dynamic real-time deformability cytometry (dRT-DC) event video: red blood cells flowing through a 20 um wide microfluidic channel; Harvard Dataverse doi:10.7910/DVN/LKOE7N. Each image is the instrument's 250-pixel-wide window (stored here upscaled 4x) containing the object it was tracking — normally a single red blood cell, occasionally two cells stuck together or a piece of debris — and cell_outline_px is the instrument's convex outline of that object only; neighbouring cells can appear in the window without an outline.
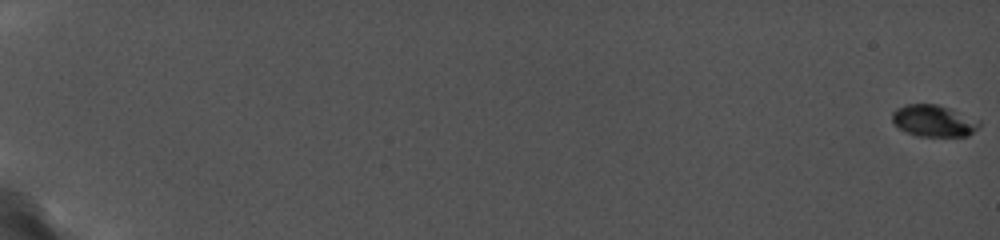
{"species": "common noctule bat (a hibernating species)", "species_latin": "Nyctalus noctula", "temperature_condition": "cold", "stored_images_in_passage": 60, "camera_frame_rate_fps": 5000, "um_per_image_px": 0.085, "animal": {"sex": "female", "body_mass_g": 19.0, "forearm_length_mm": 56.7}, "frame": {"image": 1, "passage_image": 1, "time_ms": 0.0, "image_size_px": [1000, 240], "cell_outline_px": [[980, 124], [968, 136], [916, 136], [900, 128], [892, 120], [892, 112], [896, 108], [904, 104], [936, 104], [948, 108], [980, 120]], "centroid_in_image_um": [79.34, 10.26], "position_along_channel_um": 5.7, "area_um2": 15.9}}
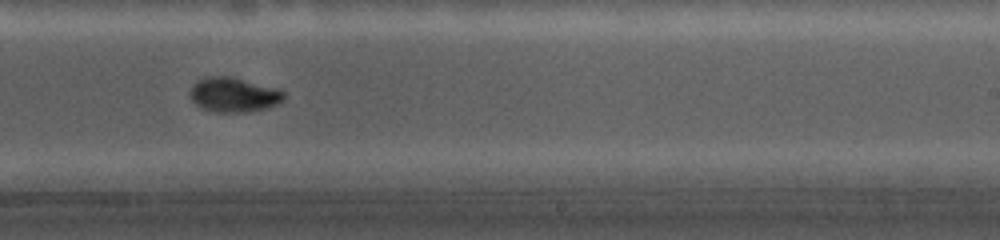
{"frame": {"image": 2, "passage_image": 43, "time_ms": 13.2, "image_size_px": [1000, 240], "cell_outline_px": [[284, 96], [276, 104], [268, 108], [248, 112], [216, 112], [200, 108], [188, 96], [188, 92], [192, 84], [208, 76], [232, 76], [276, 88], [284, 92]], "centroid_in_image_um": [19.81, 8.05], "position_along_channel_um": 269.2, "area_um2": 19.02}}
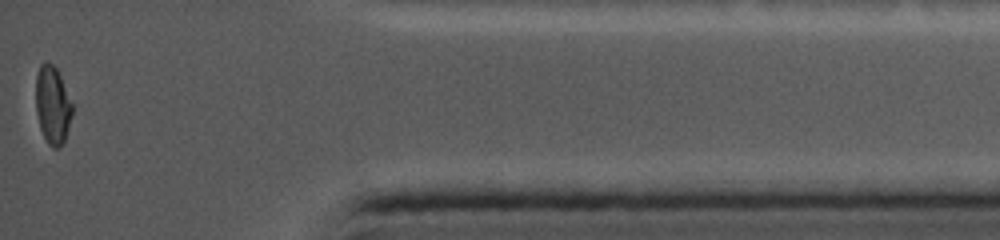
{"frame": {"image": 3, "passage_image": 60, "time_ms": 18.0, "image_size_px": [1000, 240], "cell_outline_px": [[72, 116], [64, 140], [60, 148], [52, 148], [48, 144], [40, 128], [36, 112], [36, 76], [40, 64], [52, 64], [56, 68], [60, 76], [72, 104]], "centroid_in_image_um": [4.46, 8.96], "position_along_channel_um": 430.7, "area_um2": 16.3}, "authors_computed_cell_mechanics": {"area_um2": 17.629, "velocity_mm_per_s": 3.7827, "shape_relaxation_time_tau1_ms": null, "shape_relaxation_time_tau2_ms": 0.5131, "deformation_change_tau1": null, "deformation_change_tau2": 0.037}}